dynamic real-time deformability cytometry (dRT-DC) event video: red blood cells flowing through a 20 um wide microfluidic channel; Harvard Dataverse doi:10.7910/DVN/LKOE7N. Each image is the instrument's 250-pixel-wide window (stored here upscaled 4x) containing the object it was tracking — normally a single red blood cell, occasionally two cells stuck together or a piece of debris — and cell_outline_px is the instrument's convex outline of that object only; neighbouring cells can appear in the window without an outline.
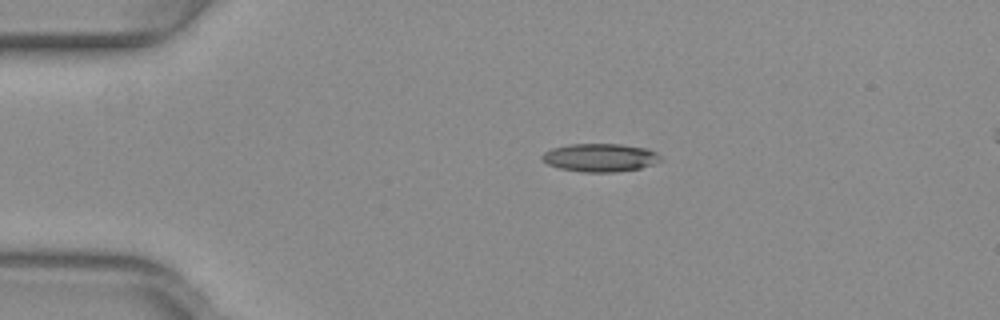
{"species": "common noctule bat (a hibernating species)", "species_latin": "Nyctalus noctula", "temperature_condition": "warm", "stored_images_in_passage": 16, "camera_frame_rate_fps": 3000, "um_per_image_px": 0.085, "animal": {"sex": "female", "body_mass_g": 29.2, "forearm_length_mm": 56.3}, "frame": {"image": 1, "passage_image": 11, "time_ms": 3.333, "image_size_px": [1000, 320], "cell_outline_px": [[664, 160], [640, 168], [616, 172], [580, 172], [560, 168], [548, 164], [540, 156], [544, 152], [552, 148], [572, 144], [620, 144], [648, 148], [656, 152]], "centroid_in_image_um": [51.04, 13.39], "position_along_channel_um": 34.0, "area_um2": 19.48}}